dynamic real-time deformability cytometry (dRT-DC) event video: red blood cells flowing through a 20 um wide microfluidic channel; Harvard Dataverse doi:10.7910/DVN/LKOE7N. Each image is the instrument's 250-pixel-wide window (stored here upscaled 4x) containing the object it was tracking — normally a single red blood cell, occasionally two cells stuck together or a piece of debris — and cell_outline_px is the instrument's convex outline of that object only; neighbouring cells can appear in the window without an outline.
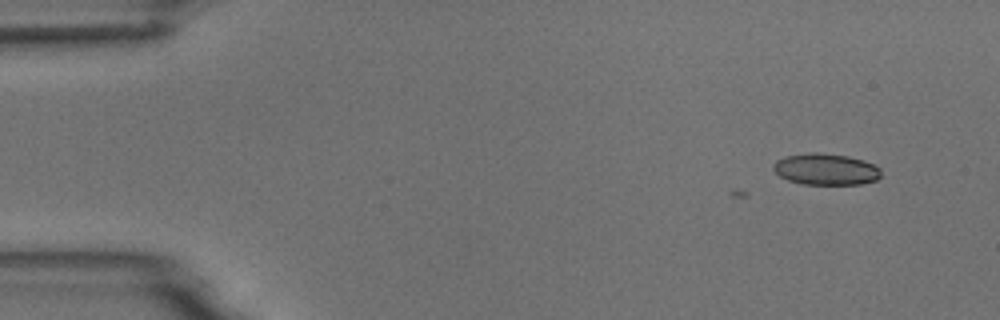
{"species": "common noctule bat (a hibernating species)", "species_latin": "Nyctalus noctula", "temperature_condition": "room temperature", "stored_images_in_passage": 7, "camera_frame_rate_fps": 3000, "um_per_image_px": 0.085, "animal": {"sex": "male", "body_mass_g": 18.8}, "frame": {"image": 1, "passage_image": 1, "time_ms": 0.0, "image_size_px": [1000, 320], "cell_outline_px": [[880, 176], [876, 180], [860, 184], [804, 184], [788, 180], [780, 176], [772, 168], [772, 164], [776, 160], [784, 156], [808, 152], [816, 152], [848, 156], [864, 160], [880, 168]], "centroid_in_image_um": [70.16, 14.37], "position_along_channel_um": 14.8, "area_um2": 19.77}}
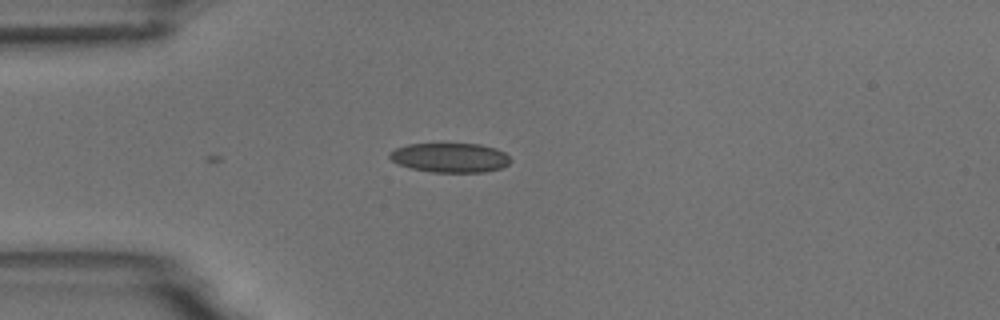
{"frame": {"image": 2, "passage_image": 4, "time_ms": 3.333, "image_size_px": [1000, 320], "cell_outline_px": [[512, 160], [508, 164], [500, 168], [484, 172], [432, 172], [412, 168], [400, 164], [392, 160], [388, 156], [388, 152], [396, 148], [408, 144], [480, 144], [496, 148], [504, 152]], "centroid_in_image_um": [38.26, 13.39], "position_along_channel_um": 46.7, "area_um2": 20.63}}